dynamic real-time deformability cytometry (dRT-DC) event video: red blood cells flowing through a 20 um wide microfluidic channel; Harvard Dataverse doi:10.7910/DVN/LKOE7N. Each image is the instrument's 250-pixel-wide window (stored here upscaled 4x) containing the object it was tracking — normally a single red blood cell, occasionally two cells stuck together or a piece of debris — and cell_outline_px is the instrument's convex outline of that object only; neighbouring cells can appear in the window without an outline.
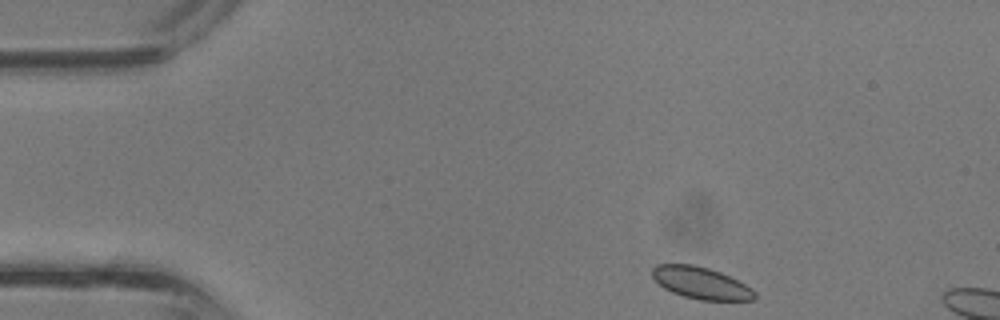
{"species": "common noctule bat (a hibernating species)", "species_latin": "Nyctalus noctula", "temperature_condition": "room temperature", "stored_images_in_passage": 4, "camera_frame_rate_fps": 3000, "um_per_image_px": 0.085, "animal": {"sex": "male", "body_mass_g": 13.3}, "frame": {"image": 1, "passage_image": 1, "time_ms": 0.0, "image_size_px": [1000, 320], "cell_outline_px": [[756, 296], [752, 300], [700, 300], [684, 296], [672, 292], [664, 288], [652, 276], [652, 268], [656, 264], [692, 264], [708, 268], [720, 272], [752, 288], [756, 292]], "centroid_in_image_um": [59.57, 24.05], "position_along_channel_um": 25.4, "area_um2": 18.84}}